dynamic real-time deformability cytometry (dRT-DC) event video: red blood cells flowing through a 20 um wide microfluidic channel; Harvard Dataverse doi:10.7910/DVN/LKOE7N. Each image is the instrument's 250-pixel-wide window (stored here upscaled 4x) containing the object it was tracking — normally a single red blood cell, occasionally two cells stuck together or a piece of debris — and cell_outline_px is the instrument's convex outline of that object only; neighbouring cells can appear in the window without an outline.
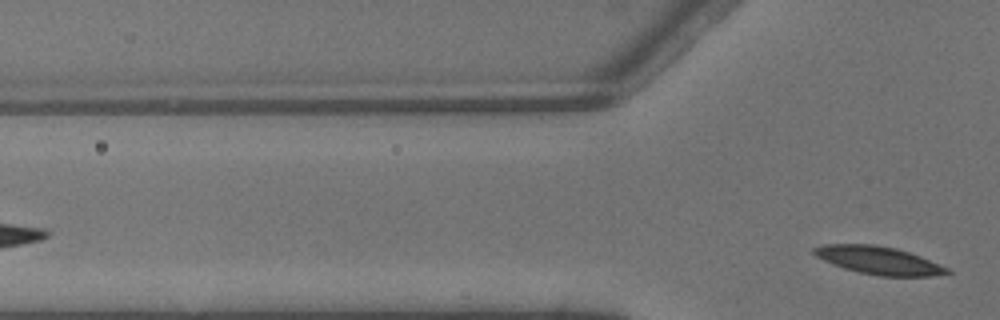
{"species": "common noctule bat (a hibernating species)", "species_latin": "Nyctalus noctula", "temperature_condition": "warm", "stored_images_in_passage": 2, "camera_frame_rate_fps": 3000, "um_per_image_px": 0.085, "animal": {"sex": "male", "body_mass_g": 13.3}, "frame": {"image": 1, "passage_image": 2, "time_ms": 0.333, "image_size_px": [1000, 320], "cell_outline_px": [[952, 272], [932, 276], [880, 276], [860, 272], [844, 268], [832, 264], [816, 256], [812, 252], [812, 248], [824, 244], [872, 244], [896, 248], [920, 256], [948, 268]], "centroid_in_image_um": [74.66, 22.12], "position_along_channel_um": 51.1, "area_um2": 21.44}}